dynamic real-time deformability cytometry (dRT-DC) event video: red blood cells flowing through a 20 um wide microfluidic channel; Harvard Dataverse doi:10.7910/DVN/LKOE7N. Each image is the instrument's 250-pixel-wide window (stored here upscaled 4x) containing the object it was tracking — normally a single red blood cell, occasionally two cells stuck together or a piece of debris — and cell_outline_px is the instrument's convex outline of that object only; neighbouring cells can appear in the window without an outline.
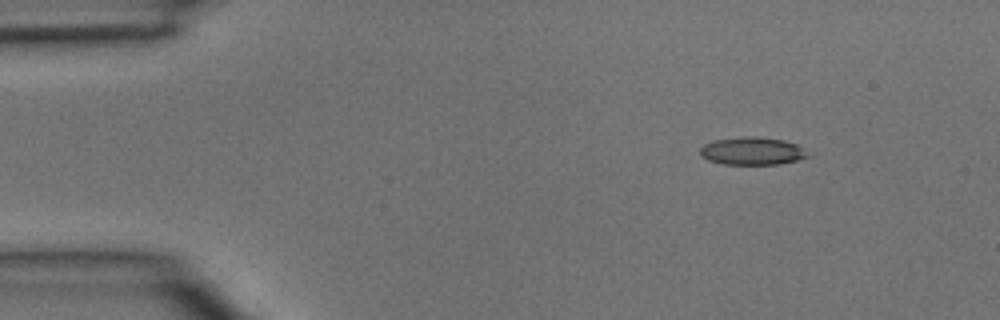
{"species": "common noctule bat (a hibernating species)", "species_latin": "Nyctalus noctula", "temperature_condition": "room temperature", "stored_images_in_passage": 3, "camera_frame_rate_fps": 3000, "um_per_image_px": 0.085, "animal": {"sex": "male", "body_mass_g": 15.6}, "frame": {"image": 1, "passage_image": 1, "time_ms": 0.0, "image_size_px": [1000, 320], "cell_outline_px": [[808, 156], [796, 160], [780, 164], [724, 164], [708, 160], [700, 156], [700, 148], [704, 144], [712, 140], [744, 136], [752, 136], [784, 140], [796, 144]], "centroid_in_image_um": [63.85, 12.83], "position_along_channel_um": 21.1, "area_um2": 17.22}}
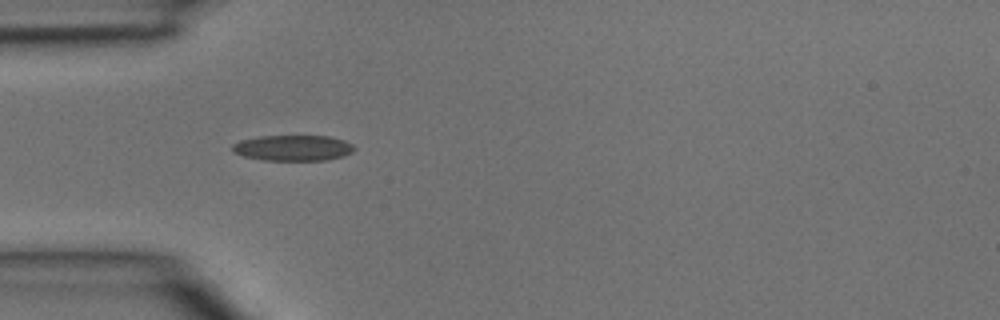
{"frame": {"image": 2, "passage_image": 3, "time_ms": 0.667, "image_size_px": [1000, 320], "cell_outline_px": [[356, 148], [352, 152], [344, 156], [328, 160], [264, 160], [244, 156], [232, 152], [232, 144], [240, 140], [260, 136], [328, 136], [344, 140], [352, 144]], "centroid_in_image_um": [24.91, 12.57], "position_along_channel_um": 60.1, "area_um2": 18.32}}